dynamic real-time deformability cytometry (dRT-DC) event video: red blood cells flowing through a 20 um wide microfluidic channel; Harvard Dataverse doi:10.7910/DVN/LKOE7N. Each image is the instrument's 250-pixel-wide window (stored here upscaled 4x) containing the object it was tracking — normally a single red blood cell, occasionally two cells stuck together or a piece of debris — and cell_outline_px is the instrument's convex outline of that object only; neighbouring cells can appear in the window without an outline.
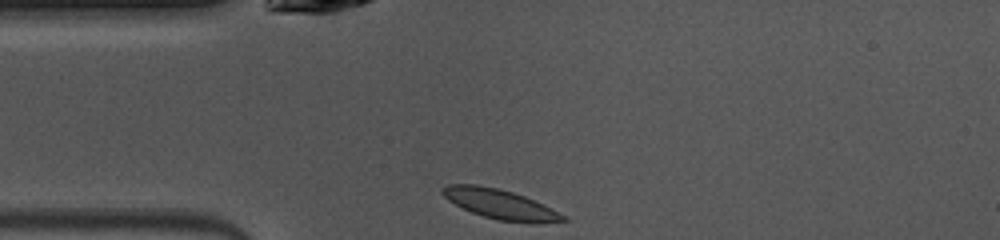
{"species": "common noctule bat (a hibernating species)", "species_latin": "Nyctalus noctula", "temperature_condition": "warm", "stored_images_in_passage": 38, "camera_frame_rate_fps": 3000, "um_per_image_px": 0.085, "animal": {"sex": "female", "body_mass_g": 10.0, "forearm_length_mm": 53.1}, "frame": {"image": 1, "passage_image": 1, "time_ms": 0.0, "image_size_px": [1000, 240], "cell_outline_px": [[568, 220], [536, 224], [532, 224], [496, 220], [472, 212], [448, 200], [440, 192], [440, 188], [448, 184], [476, 184], [500, 188], [524, 196], [564, 216]], "centroid_in_image_um": [42.45, 17.35], "position_along_channel_um": 42.5, "area_um2": 20.69}}
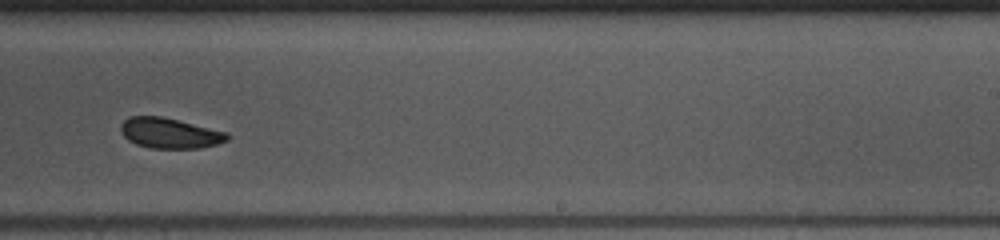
{"frame": {"image": 2, "passage_image": 19, "time_ms": 6.0, "image_size_px": [1000, 240], "cell_outline_px": [[228, 140], [216, 144], [200, 148], [152, 148], [136, 144], [128, 140], [120, 132], [120, 124], [128, 116], [160, 116], [228, 132]], "centroid_in_image_um": [14.39, 11.31], "position_along_channel_um": 274.6, "area_um2": 18.79}}
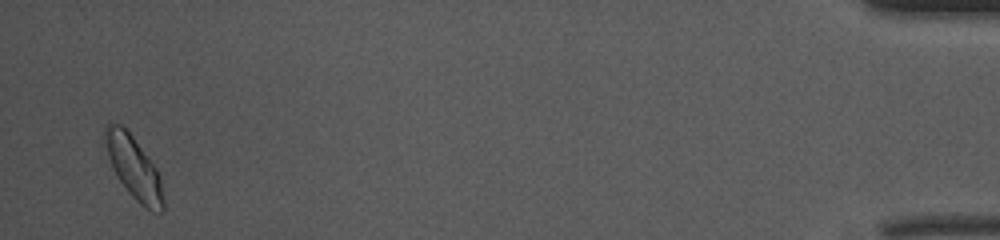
{"frame": {"image": 3, "passage_image": 37, "time_ms": 12.0, "image_size_px": [1000, 240], "cell_outline_px": [[164, 208], [160, 212], [152, 212], [144, 208], [132, 196], [120, 180], [108, 156], [104, 136], [104, 128], [108, 124], [120, 124], [132, 136], [156, 168], [160, 180], [164, 200]], "centroid_in_image_um": [11.39, 14.28], "position_along_channel_um": 423.8, "area_um2": 20.52}, "authors_computed_cell_mechanics": {"area_um2": 19.7387, "velocity_mm_per_s": 4.0473, "shape_relaxation_time_tau1_ms": 1.823, "shape_relaxation_time_tau2_ms": 5.4832, "deformation_change_tau1": 0.0744, "deformation_change_tau2": 0.0816}}